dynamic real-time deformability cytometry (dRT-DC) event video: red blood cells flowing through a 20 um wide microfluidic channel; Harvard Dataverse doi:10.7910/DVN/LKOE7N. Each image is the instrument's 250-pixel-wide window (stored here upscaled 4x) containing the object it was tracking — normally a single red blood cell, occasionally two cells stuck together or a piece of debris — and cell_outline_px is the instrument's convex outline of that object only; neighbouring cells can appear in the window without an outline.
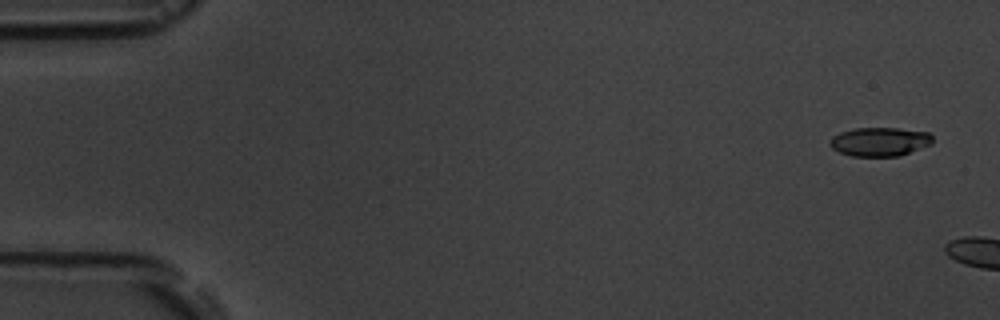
{"species": "common noctule bat (a hibernating species)", "species_latin": "Nyctalus noctula", "temperature_condition": "room temperature", "stored_images_in_passage": 3, "camera_frame_rate_fps": 3000, "um_per_image_px": 0.085, "animal": {"sex": "male", "body_mass_g": 19.5, "forearm_length_mm": 54.6}, "frame": {"image": 1, "passage_image": 1, "time_ms": 0.0, "image_size_px": [1000, 320], "cell_outline_px": [[932, 144], [900, 156], [852, 156], [840, 152], [832, 148], [828, 144], [832, 136], [840, 132], [856, 128], [896, 128], [928, 132], [932, 136]], "centroid_in_image_um": [74.77, 12.04], "position_along_channel_um": 10.2, "area_um2": 17.28}}